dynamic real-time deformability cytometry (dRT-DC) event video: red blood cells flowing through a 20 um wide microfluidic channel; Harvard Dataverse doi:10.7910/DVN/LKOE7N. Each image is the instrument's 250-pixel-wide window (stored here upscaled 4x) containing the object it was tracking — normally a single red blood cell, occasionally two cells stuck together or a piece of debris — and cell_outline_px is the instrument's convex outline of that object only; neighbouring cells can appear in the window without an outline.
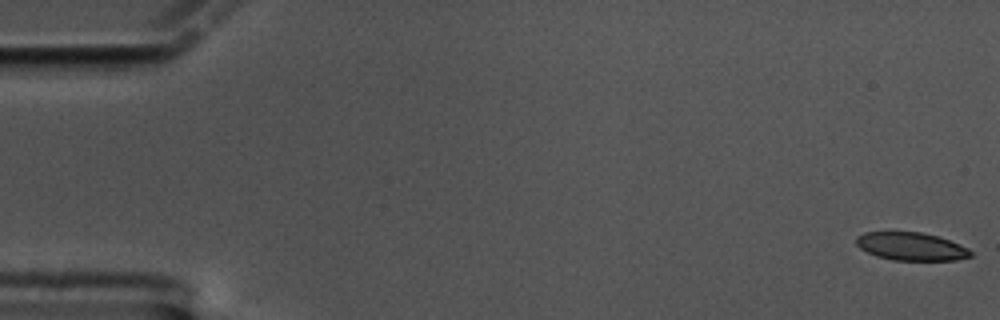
{"species": "common noctule bat (a hibernating species)", "species_latin": "Nyctalus noctula", "temperature_condition": "cold", "stored_images_in_passage": 59, "camera_frame_rate_fps": 3000, "um_per_image_px": 0.085, "animal": {"sex": "male", "body_mass_g": 17.5, "forearm_length_mm": 52.3}, "frame": {"image": 1, "passage_image": 1, "time_ms": 0.0, "image_size_px": [1000, 320], "cell_outline_px": [[972, 256], [956, 260], [892, 260], [876, 256], [860, 248], [856, 244], [856, 236], [864, 232], [920, 232], [936, 236], [948, 240], [968, 248], [972, 252]], "centroid_in_image_um": [77.42, 20.95], "position_along_channel_um": 7.6, "area_um2": 18.55}}
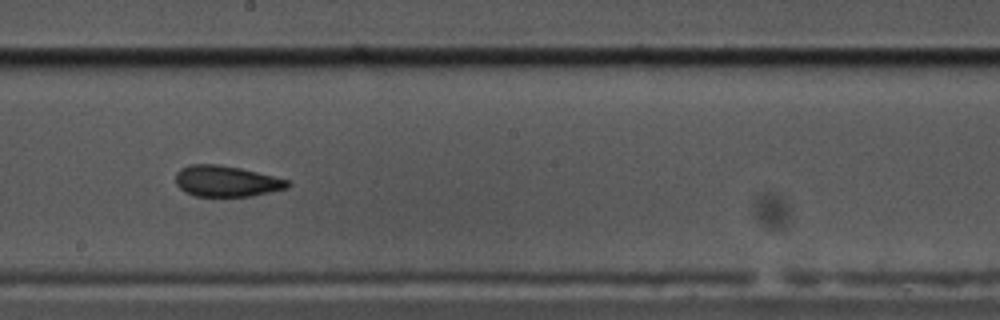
{"frame": {"image": 2, "passage_image": 33, "time_ms": 10.667, "image_size_px": [1000, 320], "cell_outline_px": [[292, 184], [288, 188], [252, 196], [196, 196], [184, 192], [176, 184], [176, 172], [180, 168], [188, 164], [216, 164], [240, 168], [288, 180]], "centroid_in_image_um": [19.22, 15.4], "position_along_channel_um": 229.0, "area_um2": 20.23}}
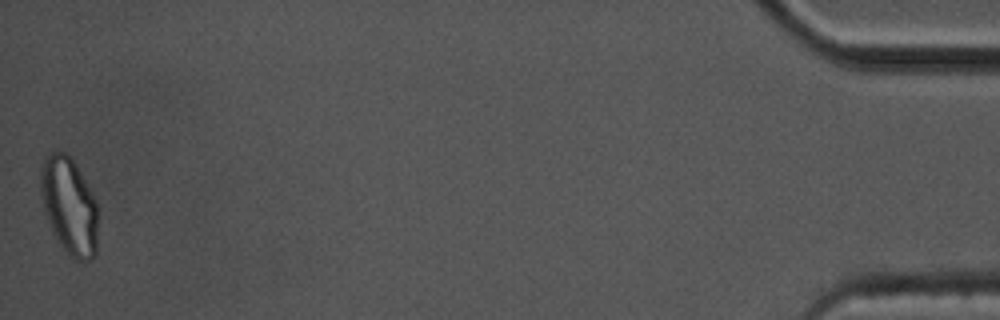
{"frame": {"image": 3, "passage_image": 59, "time_ms": 19.333, "image_size_px": [1000, 320], "cell_outline_px": [[96, 256], [92, 260], [84, 264], [76, 260], [60, 244], [52, 232], [44, 212], [40, 192], [40, 172], [44, 156], [56, 148], [64, 152], [72, 160], [80, 172], [92, 192], [96, 200]], "centroid_in_image_um": [5.85, 17.49], "position_along_channel_um": 429.3, "area_um2": 32.66}, "authors_computed_cell_mechanics": {"area_um2": 20.6924, "velocity_mm_per_s": 3.3983, "shape_relaxation_time_tau1_ms": null, "shape_relaxation_time_tau2_ms": 2.6745, "deformation_change_tau1": null, "deformation_change_tau2": 0.074}}